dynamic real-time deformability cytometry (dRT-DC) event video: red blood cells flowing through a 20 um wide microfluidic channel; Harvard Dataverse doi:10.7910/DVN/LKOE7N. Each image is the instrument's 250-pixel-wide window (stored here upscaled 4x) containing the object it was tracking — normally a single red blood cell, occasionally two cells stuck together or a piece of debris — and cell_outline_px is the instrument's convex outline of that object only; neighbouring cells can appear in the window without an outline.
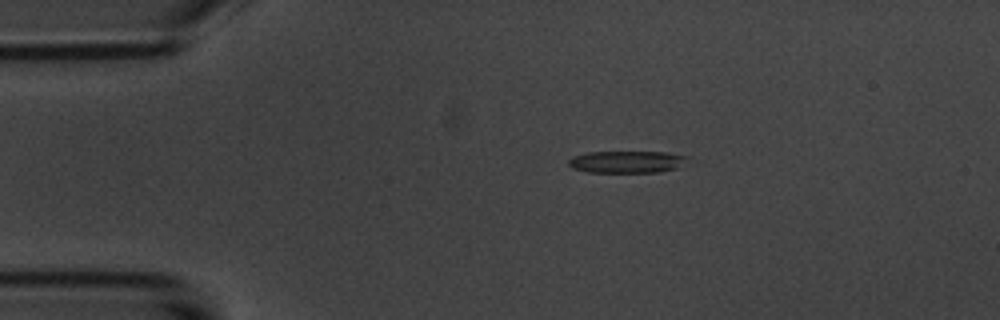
{"species": "common noctule bat (a hibernating species)", "species_latin": "Nyctalus noctula", "temperature_condition": "room temperature", "stored_images_in_passage": 5, "camera_frame_rate_fps": 3000, "um_per_image_px": 0.085, "animal": {"sex": "male", "body_mass_g": 20.1, "forearm_length_mm": 53.5}, "frame": {"image": 1, "passage_image": 2, "time_ms": 1.333, "image_size_px": [1000, 320], "cell_outline_px": [[692, 156], [680, 168], [660, 172], [584, 172], [572, 168], [568, 164], [568, 160], [572, 156], [588, 152], [664, 152]], "centroid_in_image_um": [53.33, 13.76], "position_along_channel_um": 31.7, "area_um2": 15.61}}
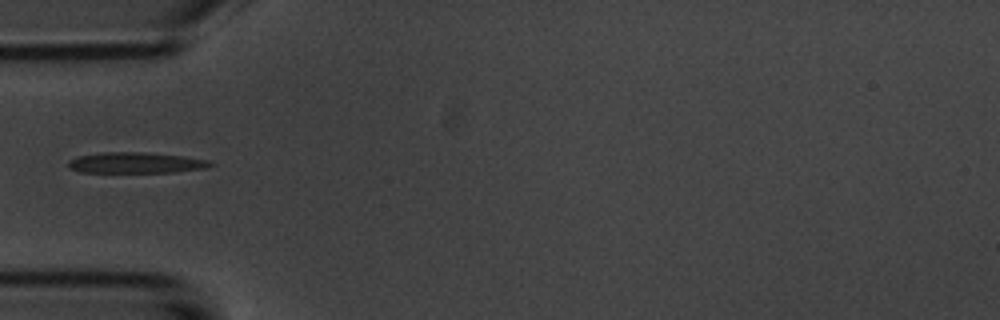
{"frame": {"image": 2, "passage_image": 4, "time_ms": 3.667, "image_size_px": [1000, 320], "cell_outline_px": [[216, 164], [204, 168], [172, 172], [80, 172], [68, 168], [68, 160], [76, 156], [104, 152], [144, 152], [184, 156], [208, 160]], "centroid_in_image_um": [11.51, 13.83], "position_along_channel_um": 73.5, "area_um2": 17.28}}
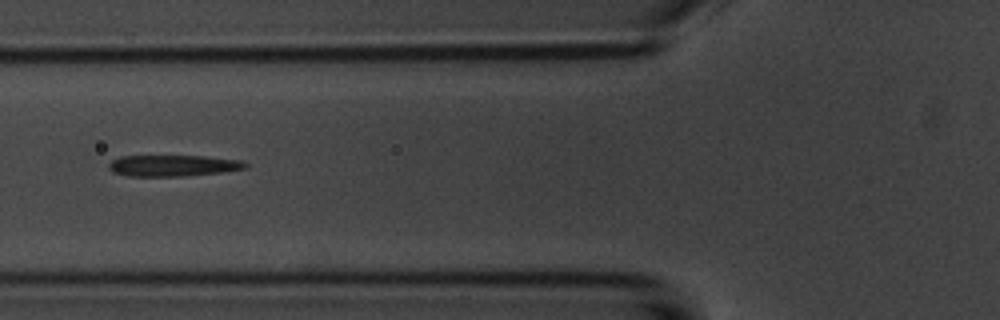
{"frame": {"image": 3, "passage_image": 5, "time_ms": 4.667, "image_size_px": [1000, 320], "cell_outline_px": [[248, 168], [224, 172], [184, 176], [128, 176], [112, 172], [108, 168], [108, 164], [112, 160], [120, 156], [204, 156], [244, 160], [248, 164]], "centroid_in_image_um": [14.74, 14.08], "position_along_channel_um": 111.1, "area_um2": 17.17}}